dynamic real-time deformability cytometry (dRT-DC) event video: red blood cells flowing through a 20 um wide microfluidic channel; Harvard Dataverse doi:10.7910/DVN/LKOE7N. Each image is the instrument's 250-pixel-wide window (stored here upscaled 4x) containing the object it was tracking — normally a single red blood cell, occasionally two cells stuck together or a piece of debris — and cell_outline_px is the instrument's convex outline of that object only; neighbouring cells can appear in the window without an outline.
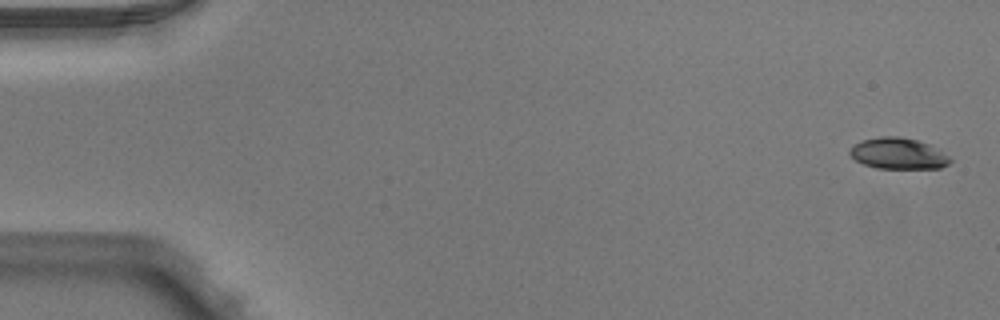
{"species": "Egyptian fruit bat (a non-hibernating species)", "species_latin": "Rousettus aegyptiacus", "temperature_condition": "warm", "stored_images_in_passage": 3, "camera_frame_rate_fps": 3000, "um_per_image_px": 0.085, "animal": {"sex": "male"}, "frame": {"image": 1, "passage_image": 1, "time_ms": 0.0, "image_size_px": [1000, 320], "cell_outline_px": [[952, 160], [948, 164], [940, 168], [876, 168], [864, 164], [856, 160], [848, 152], [856, 144], [864, 140], [880, 136], [900, 136], [916, 140], [928, 144], [948, 156]], "centroid_in_image_um": [76.35, 13.05], "position_along_channel_um": 8.7, "area_um2": 17.86}}
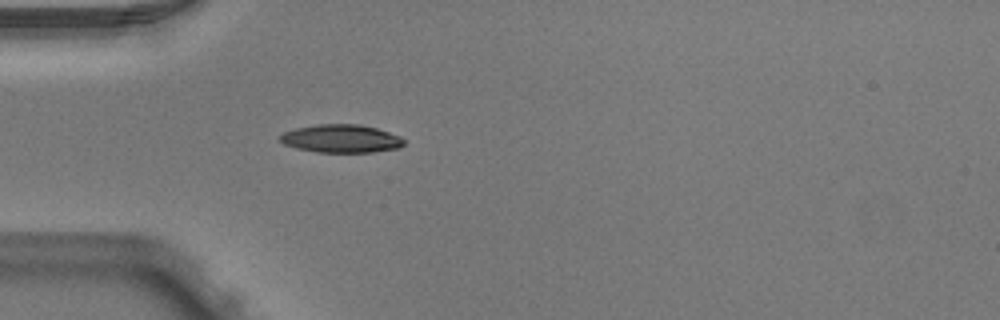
{"frame": {"image": 2, "passage_image": 3, "time_ms": 0.667, "image_size_px": [1000, 320], "cell_outline_px": [[404, 144], [400, 148], [372, 152], [316, 152], [296, 148], [284, 144], [280, 140], [280, 136], [284, 132], [296, 128], [320, 124], [360, 124], [376, 128], [400, 136], [404, 140]], "centroid_in_image_um": [29.01, 11.78], "position_along_channel_um": 56.0, "area_um2": 20.23}}